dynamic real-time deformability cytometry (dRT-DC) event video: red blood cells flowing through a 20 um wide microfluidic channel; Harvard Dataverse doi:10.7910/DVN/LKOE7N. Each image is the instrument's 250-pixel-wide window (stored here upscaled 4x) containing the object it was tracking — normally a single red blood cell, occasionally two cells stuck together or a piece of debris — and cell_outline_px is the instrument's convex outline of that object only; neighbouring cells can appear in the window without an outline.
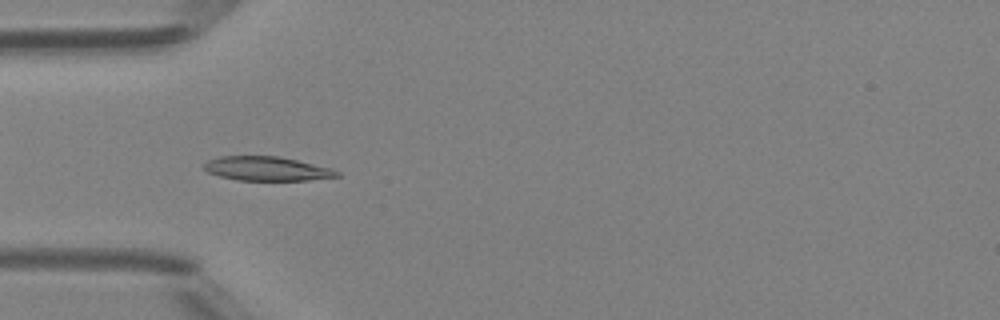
{"species": "Egyptian fruit bat (a non-hibernating species)", "species_latin": "Rousettus aegyptiacus", "temperature_condition": "room temperature", "stored_images_in_passage": 47, "camera_frame_rate_fps": 3000, "um_per_image_px": 0.085, "animal": {"sex": "female"}, "frame": {"image": 1, "passage_image": 14, "time_ms": 4.333, "image_size_px": [1000, 320], "cell_outline_px": [[340, 176], [308, 180], [236, 180], [220, 176], [208, 172], [204, 168], [204, 164], [208, 160], [220, 156], [280, 156], [332, 168], [340, 172]], "centroid_in_image_um": [22.7, 14.33], "position_along_channel_um": 62.3, "area_um2": 18.67}}
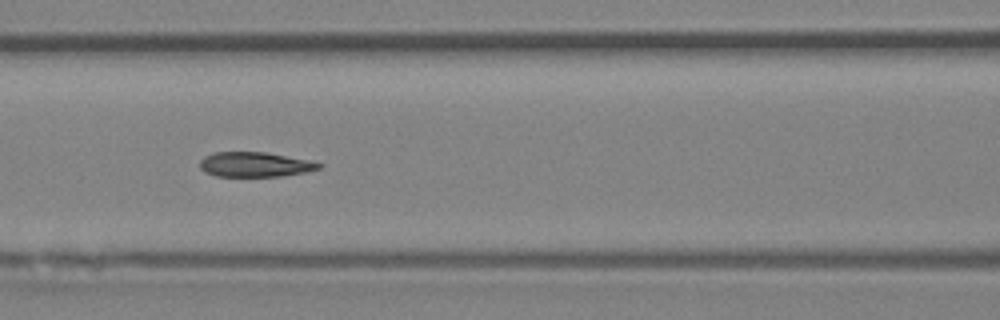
{"frame": {"image": 2, "passage_image": 20, "time_ms": 6.333, "image_size_px": [1000, 320], "cell_outline_px": [[320, 168], [304, 172], [280, 176], [216, 176], [204, 172], [200, 168], [200, 160], [204, 156], [212, 152], [264, 152], [312, 160], [320, 164]], "centroid_in_image_um": [21.62, 13.97], "position_along_channel_um": 145.0, "area_um2": 17.17}}
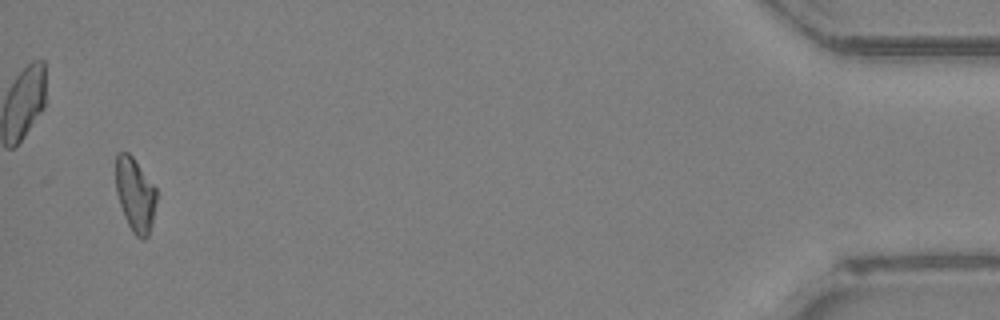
{"frame": {"image": 3, "passage_image": 46, "time_ms": 15.0, "image_size_px": [1000, 320], "cell_outline_px": [[156, 200], [152, 220], [148, 236], [144, 240], [136, 236], [132, 232], [124, 216], [116, 192], [116, 156], [120, 152], [128, 152], [132, 156], [156, 188]], "centroid_in_image_um": [11.48, 16.55], "position_along_channel_um": 423.7, "area_um2": 17.28}, "authors_computed_cell_mechanics": {"area_um2": 18.3804, "velocity_mm_per_s": 4.2161, "shape_relaxation_time_tau1_ms": 6.2607, "shape_relaxation_time_tau2_ms": 2.438, "deformation_change_tau1": 0.1922, "deformation_change_tau2": 0.0888}}